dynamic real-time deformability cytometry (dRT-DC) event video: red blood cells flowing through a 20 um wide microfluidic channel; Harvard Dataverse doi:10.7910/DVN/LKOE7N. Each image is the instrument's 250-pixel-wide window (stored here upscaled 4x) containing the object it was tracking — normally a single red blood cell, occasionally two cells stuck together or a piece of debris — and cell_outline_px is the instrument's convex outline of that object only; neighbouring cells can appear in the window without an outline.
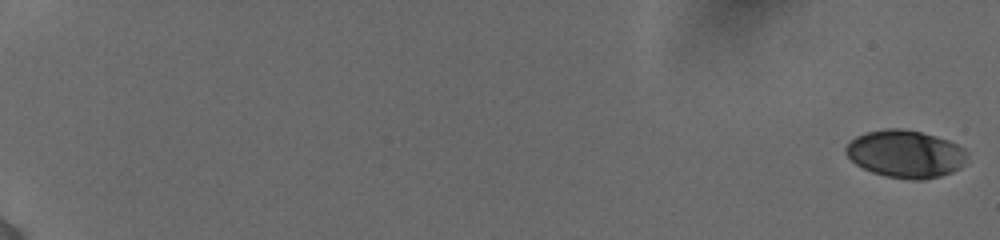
{"species": "human", "species_latin": "Homo sapiens", "temperature_condition": "cold", "stored_images_in_passage": 38, "camera_frame_rate_fps": 3000, "um_per_image_px": 0.085, "donor": {"sex": "female"}, "frame": {"image": 1, "passage_image": 1, "time_ms": 0.0, "image_size_px": [1000, 240], "cell_outline_px": [[968, 160], [960, 168], [952, 172], [940, 176], [924, 180], [912, 180], [884, 176], [872, 172], [856, 164], [844, 152], [844, 148], [856, 136], [868, 132], [884, 128], [900, 128], [920, 132], [936, 136], [948, 140], [964, 148], [968, 152]], "centroid_in_image_um": [77.0, 13.09], "position_along_channel_um": 8.0, "area_um2": 33.81}}
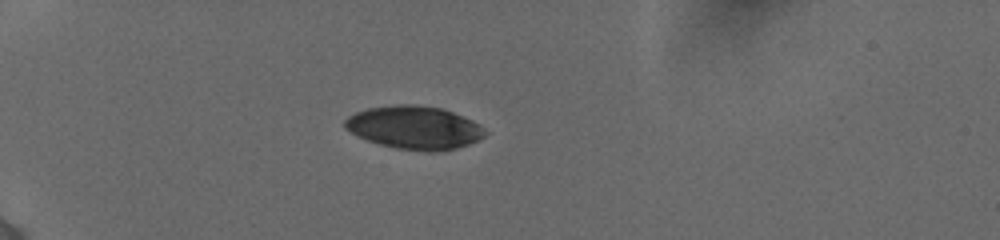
{"frame": {"image": 2, "passage_image": 27, "time_ms": 6.0, "image_size_px": [1000, 240], "cell_outline_px": [[488, 132], [484, 136], [468, 144], [456, 148], [436, 152], [428, 152], [396, 148], [380, 144], [368, 140], [344, 128], [344, 120], [348, 116], [356, 112], [368, 108], [400, 104], [416, 104], [440, 108], [452, 112], [472, 120], [480, 124]], "centroid_in_image_um": [35.24, 10.84], "position_along_channel_um": 49.8, "area_um2": 35.08}}
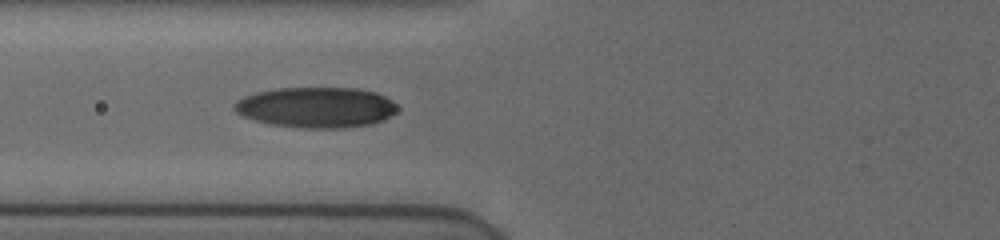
{"frame": {"image": 3, "passage_image": 37, "time_ms": 8.333, "image_size_px": [1000, 240], "cell_outline_px": [[400, 108], [396, 112], [384, 120], [372, 124], [336, 128], [304, 128], [268, 124], [244, 116], [236, 112], [232, 108], [232, 104], [236, 100], [244, 96], [256, 92], [276, 88], [356, 88], [376, 92], [392, 100]], "centroid_in_image_um": [26.87, 9.12], "position_along_channel_um": 98.9, "area_um2": 38.78}}